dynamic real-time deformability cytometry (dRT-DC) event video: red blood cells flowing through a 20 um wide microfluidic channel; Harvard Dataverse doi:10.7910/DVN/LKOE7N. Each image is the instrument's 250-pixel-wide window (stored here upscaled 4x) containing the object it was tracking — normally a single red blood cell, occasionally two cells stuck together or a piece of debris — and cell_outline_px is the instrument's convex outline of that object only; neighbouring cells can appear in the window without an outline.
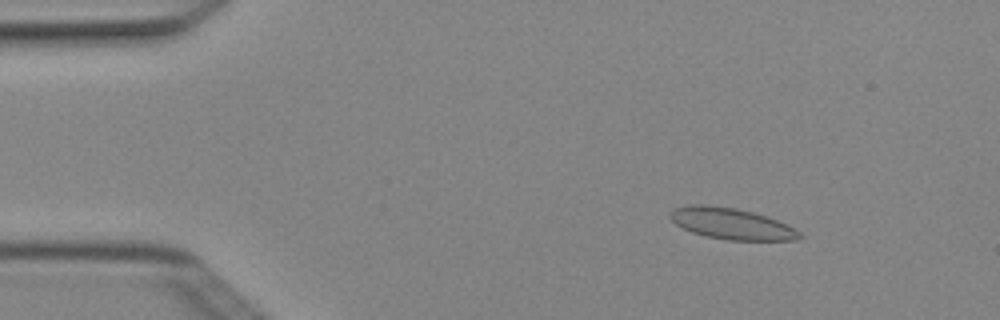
{"species": "Egyptian fruit bat (a non-hibernating species)", "species_latin": "Rousettus aegyptiacus", "temperature_condition": "cold", "stored_images_in_passage": 5, "camera_frame_rate_fps": 3000, "um_per_image_px": 0.085, "animal": {"sex": "female"}, "frame": {"image": 1, "passage_image": 2, "time_ms": 0.333, "image_size_px": [1000, 320], "cell_outline_px": [[804, 236], [796, 240], [728, 240], [704, 236], [692, 232], [676, 224], [668, 216], [668, 212], [676, 208], [692, 204], [708, 204], [736, 208], [752, 212], [776, 220], [800, 232]], "centroid_in_image_um": [62.13, 19.01], "position_along_channel_um": 22.9, "area_um2": 23.41}}